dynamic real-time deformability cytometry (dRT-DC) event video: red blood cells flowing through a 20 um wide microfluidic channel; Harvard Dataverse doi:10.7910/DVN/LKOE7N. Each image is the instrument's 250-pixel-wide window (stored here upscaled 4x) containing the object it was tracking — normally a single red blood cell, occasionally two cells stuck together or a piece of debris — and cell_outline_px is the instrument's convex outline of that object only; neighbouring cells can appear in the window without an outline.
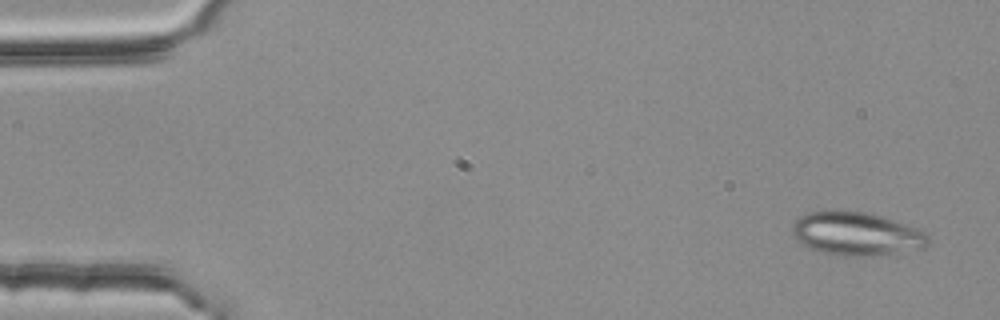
{"species": "common noctule bat (a hibernating species)", "species_latin": "Nyctalus noctula", "temperature_condition": "room temperature", "stored_images_in_passage": 5, "segment_of_instrument_passage": [2, 2], "camera_frame_rate_fps": 3000, "um_per_image_px": 0.085, "animal": {"sex": "female", "body_mass_g": 25.1}, "frame": {"image": 1, "passage_image": 5, "time_ms": 1.333, "image_size_px": [1000, 320], "cell_outline_px": [[928, 244], [924, 248], [872, 256], [844, 256], [824, 252], [808, 248], [792, 232], [792, 224], [800, 216], [808, 212], [836, 208], [840, 208], [872, 212], [924, 232], [928, 236]], "centroid_in_image_um": [72.76, 19.83], "position_along_channel_um": 12.2, "area_um2": 34.62}}